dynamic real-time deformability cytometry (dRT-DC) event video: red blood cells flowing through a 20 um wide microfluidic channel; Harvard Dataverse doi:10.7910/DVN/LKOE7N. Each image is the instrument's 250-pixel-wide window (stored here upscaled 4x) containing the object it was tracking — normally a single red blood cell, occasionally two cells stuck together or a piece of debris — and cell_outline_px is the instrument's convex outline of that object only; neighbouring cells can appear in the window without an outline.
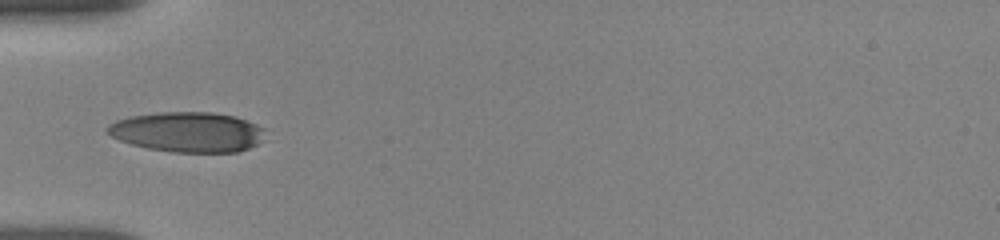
{"species": "human", "species_latin": "Homo sapiens", "temperature_condition": "room temperature", "stored_images_in_passage": 48, "camera_frame_rate_fps": 3000, "um_per_image_px": 0.085, "donor": {"sex": "female"}, "frame": {"image": 1, "passage_image": 1, "time_ms": 0.0, "image_size_px": [1000, 240], "cell_outline_px": [[264, 128], [256, 144], [248, 148], [236, 152], [172, 152], [148, 148], [132, 144], [120, 140], [104, 132], [104, 128], [108, 124], [116, 120], [132, 116], [156, 112], [212, 112], [236, 116], [256, 124]], "centroid_in_image_um": [15.87, 11.21], "position_along_channel_um": 69.1, "area_um2": 36.7}}
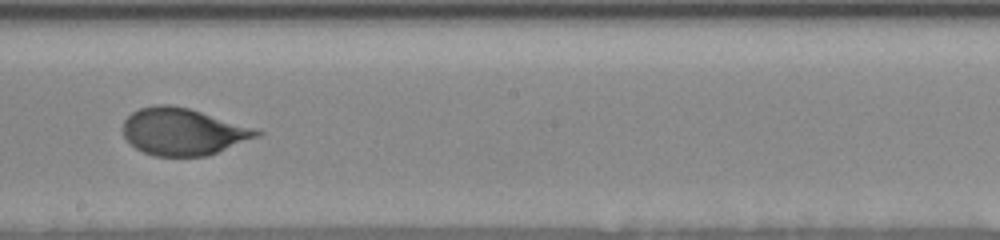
{"frame": {"image": 2, "passage_image": 29, "time_ms": 4.333, "image_size_px": [1000, 240], "cell_outline_px": [[264, 132], [260, 136], [208, 156], [152, 156], [136, 148], [124, 136], [124, 120], [132, 112], [140, 108], [156, 104], [168, 104], [188, 108], [256, 128]], "centroid_in_image_um": [15.59, 11.19], "position_along_channel_um": 232.6, "area_um2": 36.59}}
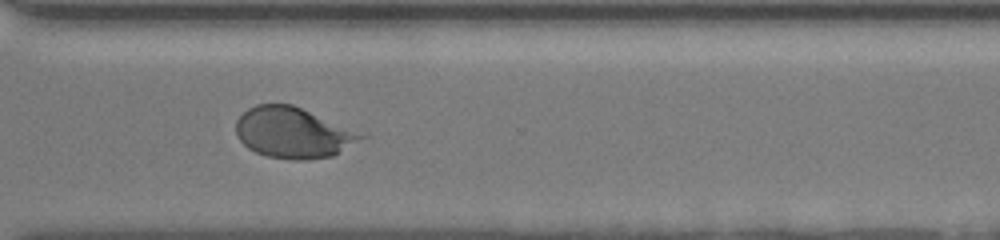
{"frame": {"image": 3, "passage_image": 47, "time_ms": 7.333, "image_size_px": [1000, 240], "cell_outline_px": [[368, 136], [332, 156], [308, 160], [292, 160], [268, 156], [256, 152], [248, 148], [236, 136], [236, 120], [248, 108], [256, 104], [292, 104], [368, 132]], "centroid_in_image_um": [25.0, 11.27], "position_along_channel_um": 345.6, "area_um2": 37.74}}